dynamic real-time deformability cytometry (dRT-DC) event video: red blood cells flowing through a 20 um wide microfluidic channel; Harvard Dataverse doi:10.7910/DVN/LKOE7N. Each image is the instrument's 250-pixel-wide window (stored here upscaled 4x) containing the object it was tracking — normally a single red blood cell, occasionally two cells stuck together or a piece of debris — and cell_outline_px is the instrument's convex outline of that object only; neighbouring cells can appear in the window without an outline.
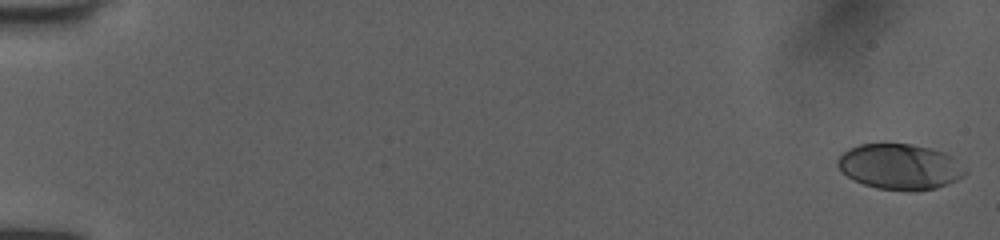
{"species": "human", "species_latin": "Homo sapiens", "temperature_condition": "room temperature", "stored_images_in_passage": 52, "camera_frame_rate_fps": 3000, "um_per_image_px": 0.085, "donor": {"sex": "female"}, "frame": {"image": 1, "passage_image": 1, "time_ms": 0.0, "image_size_px": [1000, 240], "cell_outline_px": [[968, 172], [964, 176], [948, 184], [936, 188], [908, 192], [876, 188], [864, 184], [848, 176], [836, 164], [836, 160], [848, 148], [860, 144], [912, 144], [932, 148], [944, 152], [952, 156], [968, 168]], "centroid_in_image_um": [76.55, 14.17], "position_along_channel_um": 8.5, "area_um2": 34.16}}
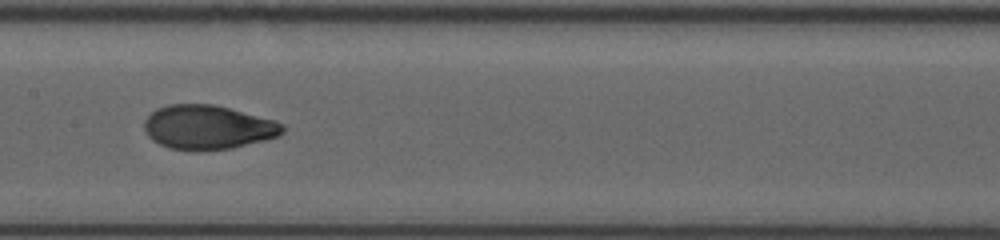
{"frame": {"image": 2, "passage_image": 28, "time_ms": 9.0, "image_size_px": [1000, 240], "cell_outline_px": [[284, 132], [280, 136], [232, 148], [200, 152], [192, 152], [168, 148], [152, 140], [148, 136], [144, 128], [144, 120], [156, 108], [168, 104], [212, 104], [276, 120], [284, 124]], "centroid_in_image_um": [17.66, 10.84], "position_along_channel_um": 189.7, "area_um2": 36.07}}
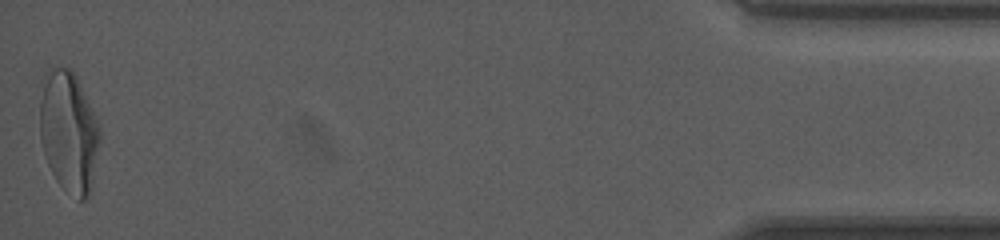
{"frame": {"image": 3, "passage_image": 52, "time_ms": 17.0, "image_size_px": [1000, 240], "cell_outline_px": [[100, 140], [92, 188], [88, 196], [84, 200], [80, 200], [64, 188], [56, 180], [48, 164], [40, 140], [40, 100], [44, 72], [52, 64], [68, 68], [76, 76], [100, 124]], "centroid_in_image_um": [5.84, 11.15], "position_along_channel_um": 429.4, "area_um2": 42.77}, "authors_computed_cell_mechanics": {"area_um2": 35.258, "velocity_mm_per_s": 4.0481, "shape_relaxation_time_tau1_ms": 3.792, "shape_relaxation_time_tau2_ms": 0.5988, "deformation_change_tau1": 0.1952, "deformation_change_tau2": 0.0533}}